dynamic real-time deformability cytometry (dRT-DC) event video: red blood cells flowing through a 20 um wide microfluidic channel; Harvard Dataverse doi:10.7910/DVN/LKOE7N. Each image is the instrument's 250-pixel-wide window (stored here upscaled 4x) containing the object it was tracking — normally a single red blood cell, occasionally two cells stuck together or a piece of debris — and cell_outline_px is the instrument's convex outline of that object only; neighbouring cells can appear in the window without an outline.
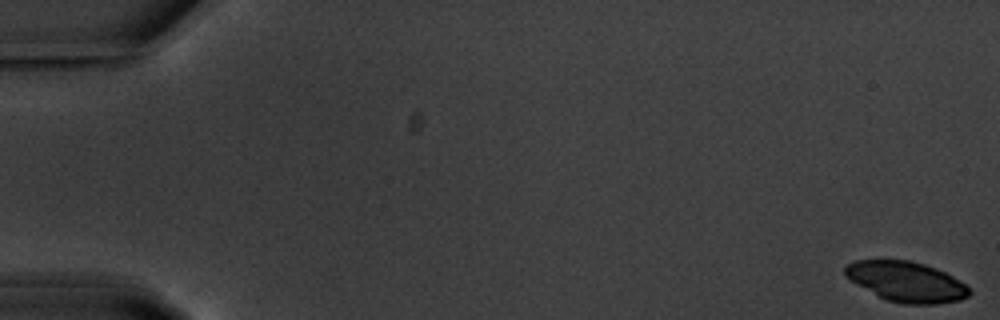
{"species": "common noctule bat (a hibernating species)", "species_latin": "Nyctalus noctula", "temperature_condition": "warm", "stored_images_in_passage": 43, "camera_frame_rate_fps": 3000, "um_per_image_px": 0.085, "animal": {"sex": "male", "body_mass_g": 20.1, "forearm_length_mm": 53.5}, "frame": {"image": 1, "passage_image": 1, "time_ms": 0.0, "image_size_px": [1000, 320], "cell_outline_px": [[972, 292], [968, 296], [960, 300], [936, 304], [904, 304], [888, 300], [856, 284], [844, 276], [844, 268], [848, 264], [856, 260], [908, 260], [924, 264], [936, 268], [952, 276], [964, 284]], "centroid_in_image_um": [77.03, 23.94], "position_along_channel_um": 8.0, "area_um2": 28.84}}
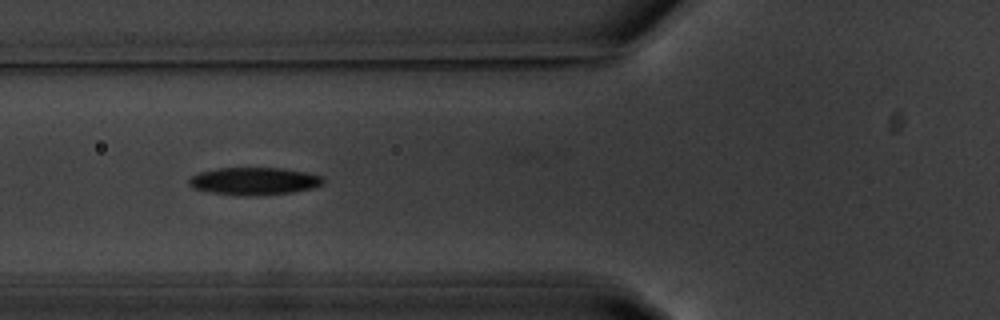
{"frame": {"image": 2, "passage_image": 20, "time_ms": 6.333, "image_size_px": [1000, 320], "cell_outline_px": [[324, 184], [312, 188], [292, 192], [248, 196], [240, 196], [208, 192], [192, 188], [188, 184], [188, 180], [192, 176], [200, 172], [216, 168], [280, 168], [308, 172], [324, 176]], "centroid_in_image_um": [21.6, 15.39], "position_along_channel_um": 104.2, "area_um2": 21.73}}
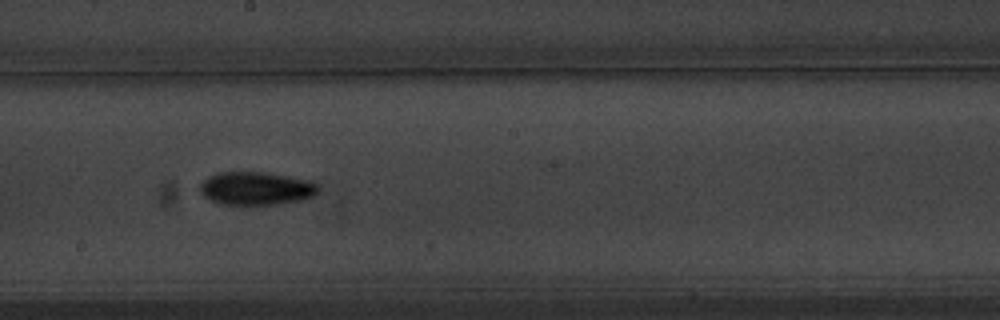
{"frame": {"image": 3, "passage_image": 30, "time_ms": 9.667, "image_size_px": [1000, 320], "cell_outline_px": [[320, 188], [312, 196], [304, 200], [248, 208], [240, 208], [216, 204], [204, 196], [200, 192], [200, 184], [208, 176], [220, 172], [264, 172], [312, 180], [320, 184]], "centroid_in_image_um": [21.76, 16.07], "position_along_channel_um": 226.4, "area_um2": 24.04}}